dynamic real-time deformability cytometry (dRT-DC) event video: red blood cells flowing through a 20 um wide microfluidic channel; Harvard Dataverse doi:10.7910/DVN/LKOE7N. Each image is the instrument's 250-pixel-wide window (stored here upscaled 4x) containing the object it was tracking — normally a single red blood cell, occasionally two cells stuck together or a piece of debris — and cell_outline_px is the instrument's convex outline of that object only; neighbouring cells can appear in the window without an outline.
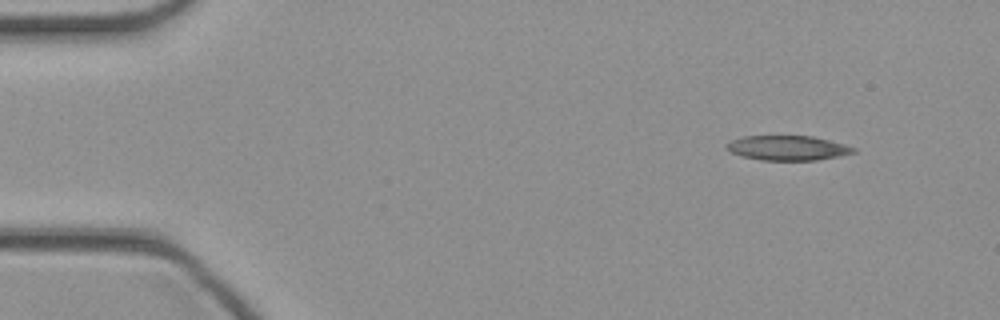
{"species": "common noctule bat (a hibernating species)", "species_latin": "Nyctalus noctula", "temperature_condition": "cold", "stored_images_in_passage": 42, "camera_frame_rate_fps": 3000, "um_per_image_px": 0.085, "animal": {"sex": "female", "body_mass_g": 21.9}, "frame": {"image": 1, "passage_image": 1, "time_ms": 0.0, "image_size_px": [1000, 320], "cell_outline_px": [[856, 152], [840, 156], [816, 160], [760, 160], [740, 156], [732, 152], [724, 144], [728, 140], [744, 136], [812, 136], [844, 144], [856, 148]], "centroid_in_image_um": [66.92, 12.57], "position_along_channel_um": 18.1, "area_um2": 18.32}}
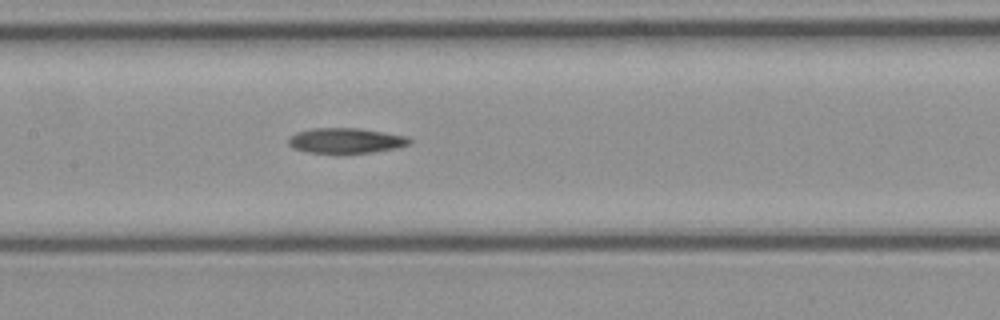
{"frame": {"image": 2, "passage_image": 18, "time_ms": 5.667, "image_size_px": [1000, 320], "cell_outline_px": [[412, 140], [408, 144], [396, 148], [372, 152], [344, 156], [340, 156], [304, 152], [292, 148], [288, 144], [288, 136], [296, 132], [312, 128], [356, 128], [408, 136]], "centroid_in_image_um": [29.31, 12.0], "position_along_channel_um": 178.1, "area_um2": 18.67}}
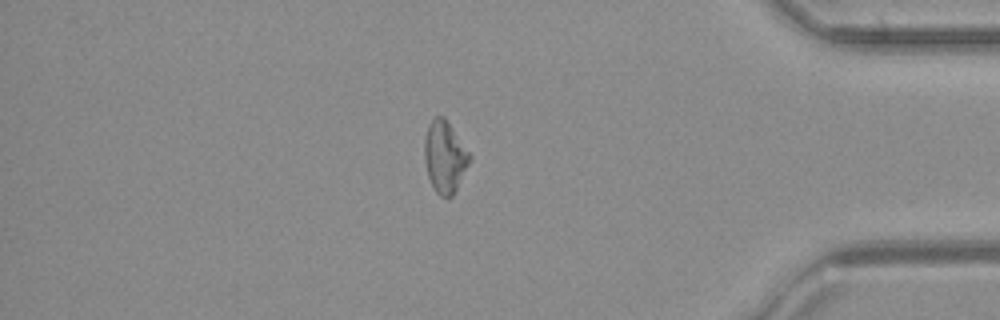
{"frame": {"image": 3, "passage_image": 35, "time_ms": 11.333, "image_size_px": [1000, 320], "cell_outline_px": [[472, 156], [452, 196], [440, 196], [436, 192], [428, 176], [424, 160], [424, 140], [428, 124], [436, 116], [444, 116]], "centroid_in_image_um": [37.78, 13.3], "position_along_channel_um": 397.4, "area_um2": 18.55}}